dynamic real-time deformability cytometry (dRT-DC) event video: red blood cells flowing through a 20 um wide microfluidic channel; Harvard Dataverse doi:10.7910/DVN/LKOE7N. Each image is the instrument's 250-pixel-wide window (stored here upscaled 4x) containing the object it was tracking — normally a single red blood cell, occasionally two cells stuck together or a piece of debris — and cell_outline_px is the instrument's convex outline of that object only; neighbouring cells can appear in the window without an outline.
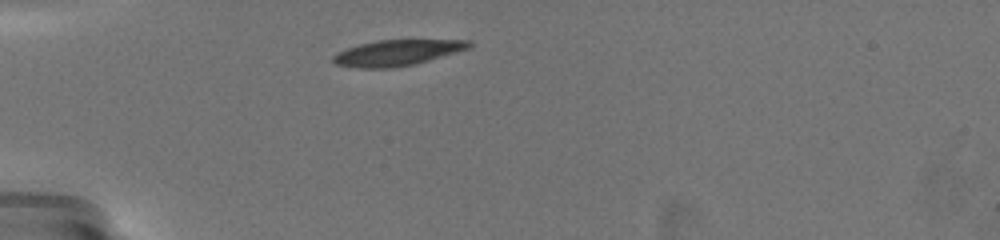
{"species": "common noctule bat (a hibernating species)", "species_latin": "Nyctalus noctula", "temperature_condition": "warm", "stored_images_in_passage": 53, "camera_frame_rate_fps": 3000, "um_per_image_px": 0.085, "animal": {"sex": "female", "body_mass_g": 19.5, "forearm_length_mm": 54.1}, "frame": {"image": 1, "passage_image": 1, "time_ms": 0.0, "image_size_px": [1000, 240], "cell_outline_px": [[472, 44], [468, 48], [456, 52], [428, 60], [412, 64], [392, 68], [356, 68], [336, 64], [332, 60], [332, 56], [344, 48], [360, 44], [380, 40], [472, 40]], "centroid_in_image_um": [33.71, 4.48], "position_along_channel_um": 51.3, "area_um2": 20.23}}
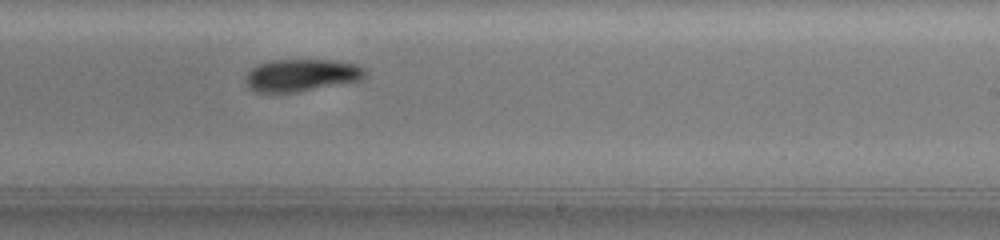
{"frame": {"image": 2, "passage_image": 36, "time_ms": 6.667, "image_size_px": [1000, 240], "cell_outline_px": [[364, 76], [360, 80], [296, 92], [256, 92], [248, 88], [244, 80], [244, 76], [256, 64], [268, 60], [332, 60], [356, 64], [364, 68]], "centroid_in_image_um": [25.54, 6.38], "position_along_channel_um": 263.5, "area_um2": 22.48}}
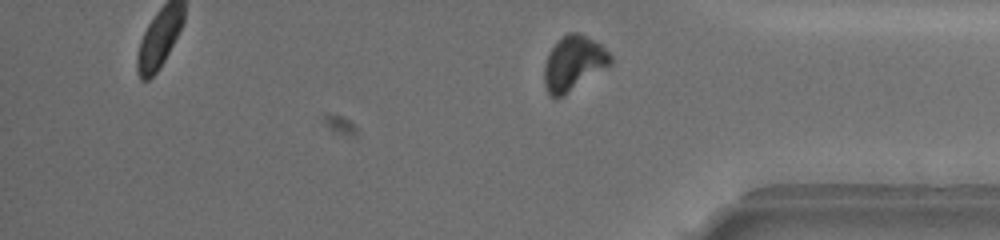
{"frame": {"image": 3, "passage_image": 51, "time_ms": 10.333, "image_size_px": [1000, 240], "cell_outline_px": [[612, 64], [556, 100], [548, 96], [544, 84], [544, 64], [548, 52], [556, 40], [568, 32], [576, 32], [600, 44], [612, 56]], "centroid_in_image_um": [48.7, 5.39], "position_along_channel_um": 386.5, "area_um2": 21.21}, "authors_computed_cell_mechanics": {"area_um2": 22.3686, "velocity_mm_per_s": 3.5282, "shape_relaxation_time_tau1_ms": 4.1568, "shape_relaxation_time_tau2_ms": 5.0404, "deformation_change_tau1": 0.1345, "deformation_change_tau2": 0.1015}}